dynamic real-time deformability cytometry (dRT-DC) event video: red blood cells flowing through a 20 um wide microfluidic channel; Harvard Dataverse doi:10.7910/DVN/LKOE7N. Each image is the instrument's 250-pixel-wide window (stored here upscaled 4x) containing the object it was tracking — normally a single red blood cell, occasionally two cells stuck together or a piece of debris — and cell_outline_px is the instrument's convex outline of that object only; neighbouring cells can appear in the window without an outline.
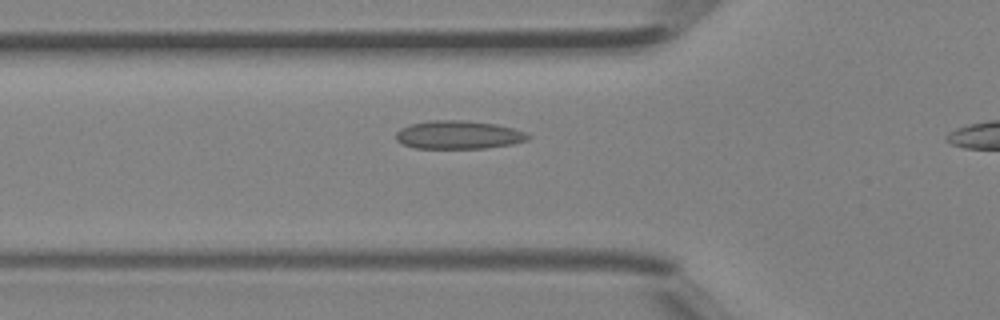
{"species": "Egyptian fruit bat (a non-hibernating species)", "species_latin": "Rousettus aegyptiacus", "temperature_condition": "room temperature", "stored_images_in_passage": 29, "camera_frame_rate_fps": 3000, "um_per_image_px": 0.085, "animal": {"sex": "female"}, "frame": {"image": 1, "passage_image": 9, "time_ms": 2.667, "image_size_px": [1000, 320], "cell_outline_px": [[532, 136], [528, 140], [512, 144], [484, 148], [416, 148], [404, 144], [396, 140], [396, 132], [400, 128], [408, 124], [432, 120], [464, 120], [496, 124], [512, 128], [524, 132]], "centroid_in_image_um": [38.96, 11.45], "position_along_channel_um": 86.8, "area_um2": 21.79}}
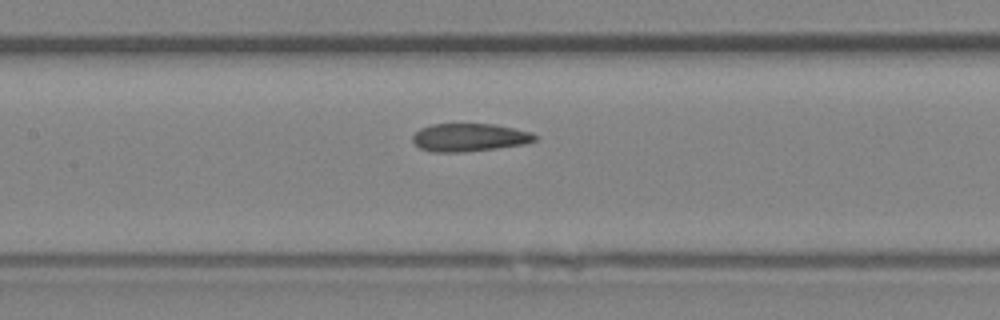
{"frame": {"image": 2, "passage_image": 14, "time_ms": 4.333, "image_size_px": [1000, 320], "cell_outline_px": [[536, 140], [524, 144], [496, 148], [464, 152], [432, 152], [420, 148], [412, 140], [412, 136], [420, 128], [432, 124], [492, 124], [532, 132], [536, 136]], "centroid_in_image_um": [39.87, 11.68], "position_along_channel_um": 167.5, "area_um2": 19.83}}
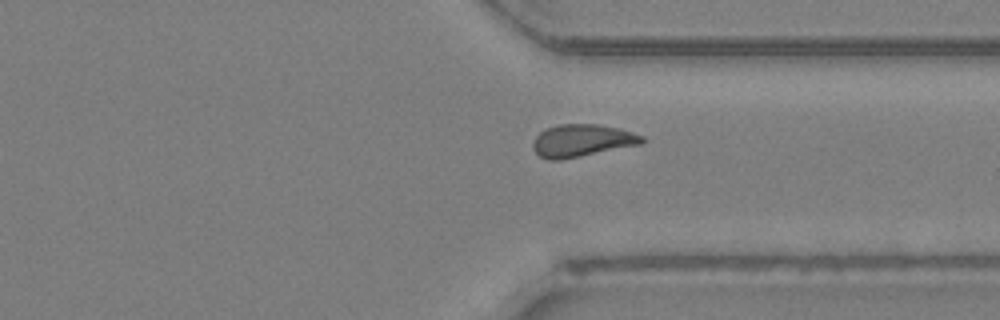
{"frame": {"image": 3, "passage_image": 26, "time_ms": 8.333, "image_size_px": [1000, 320], "cell_outline_px": [[644, 144], [560, 160], [548, 160], [540, 156], [532, 148], [532, 144], [536, 136], [540, 132], [548, 128], [560, 124], [596, 124], [620, 128], [644, 136]], "centroid_in_image_um": [49.5, 11.95], "position_along_channel_um": 361.9, "area_um2": 20.69}}